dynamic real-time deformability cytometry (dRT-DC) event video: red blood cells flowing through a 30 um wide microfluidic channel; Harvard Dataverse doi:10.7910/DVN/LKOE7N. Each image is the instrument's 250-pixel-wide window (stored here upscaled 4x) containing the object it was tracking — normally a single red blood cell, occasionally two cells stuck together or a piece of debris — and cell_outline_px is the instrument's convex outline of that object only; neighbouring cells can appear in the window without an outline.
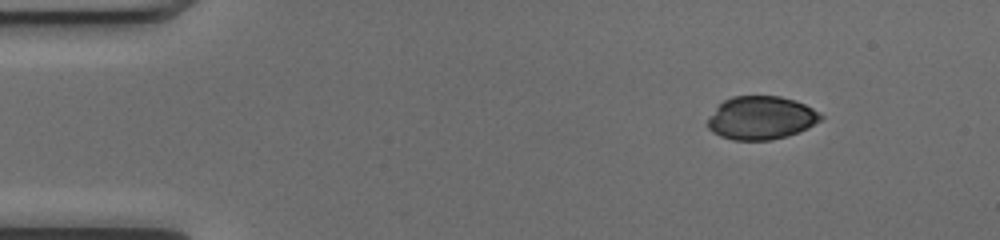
{"species": "common noctule bat (a hibernating species)", "species_latin": "Nyctalus noctula", "temperature_condition": "cold", "stored_images_in_passage": 46, "camera_frame_rate_fps": 3000, "um_per_image_px": 0.085, "animal": {"sex": "female", "body_mass_g": 17.0, "forearm_length_mm": 48.0}, "frame": {"image": 1, "passage_image": 1, "time_ms": 0.0, "image_size_px": [1000, 240], "cell_outline_px": [[824, 116], [820, 120], [808, 128], [788, 136], [772, 140], [732, 140], [720, 136], [712, 132], [708, 128], [708, 120], [716, 108], [724, 100], [732, 96], [780, 96], [796, 100], [820, 112]], "centroid_in_image_um": [64.71, 10.02], "position_along_channel_um": 20.3, "area_um2": 28.55}}
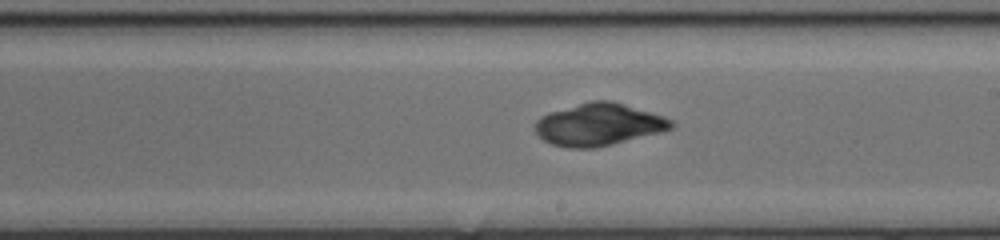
{"frame": {"image": 2, "passage_image": 24, "time_ms": 7.667, "image_size_px": [1000, 240], "cell_outline_px": [[676, 124], [672, 128], [660, 132], [612, 144], [592, 148], [568, 148], [552, 144], [544, 140], [536, 132], [536, 120], [540, 116], [548, 112], [592, 100], [612, 100], [664, 116], [672, 120]], "centroid_in_image_um": [50.89, 10.57], "position_along_channel_um": 238.1, "area_um2": 33.41}}
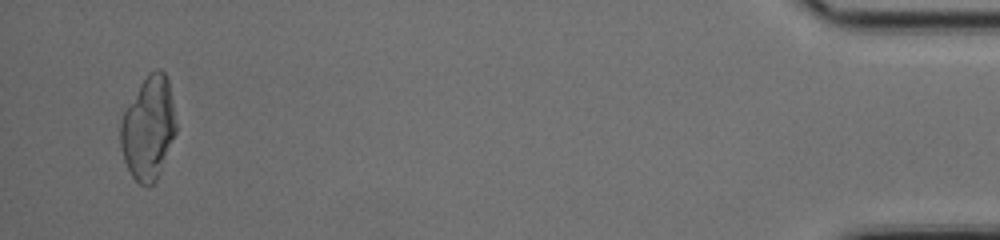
{"frame": {"image": 3, "passage_image": 44, "time_ms": 14.333, "image_size_px": [1000, 240], "cell_outline_px": [[176, 132], [156, 184], [148, 188], [140, 184], [132, 176], [124, 160], [120, 144], [120, 124], [124, 112], [140, 84], [148, 72], [156, 68], [160, 68], [164, 72], [168, 80], [176, 120]], "centroid_in_image_um": [12.62, 10.92], "position_along_channel_um": 422.6, "area_um2": 33.58}}